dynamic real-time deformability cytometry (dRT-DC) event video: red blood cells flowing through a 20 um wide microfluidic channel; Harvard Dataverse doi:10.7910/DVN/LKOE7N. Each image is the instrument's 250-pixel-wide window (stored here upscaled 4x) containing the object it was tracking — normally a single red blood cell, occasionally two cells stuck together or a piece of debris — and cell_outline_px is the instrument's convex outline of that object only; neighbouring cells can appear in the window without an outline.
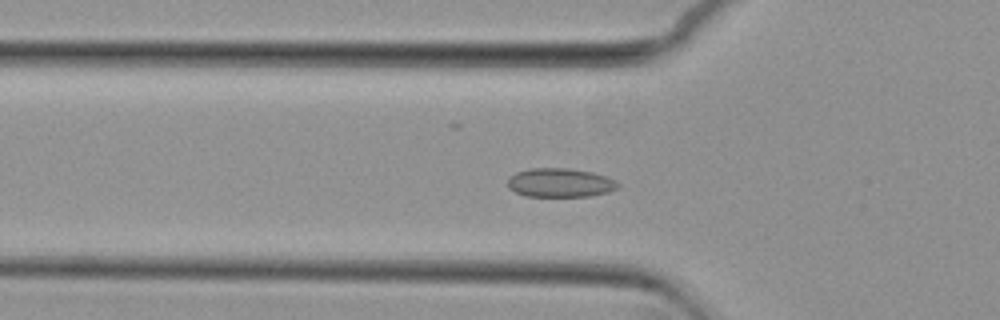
{"species": "common noctule bat (a hibernating species)", "species_latin": "Nyctalus noctula", "temperature_condition": "cold", "stored_images_in_passage": 39, "camera_frame_rate_fps": 3000, "um_per_image_px": 0.085, "animal": {"sex": "female", "body_mass_g": 29.2, "forearm_length_mm": 56.3}, "frame": {"image": 1, "passage_image": 2, "time_ms": 0.333, "image_size_px": [1000, 320], "cell_outline_px": [[596, 192], [576, 196], [536, 196], [520, 192], [516, 188], [524, 172], [580, 172], [596, 176]], "centroid_in_image_um": [47.35, 15.63], "position_along_channel_um": 78.4, "area_um2": 12.48}}
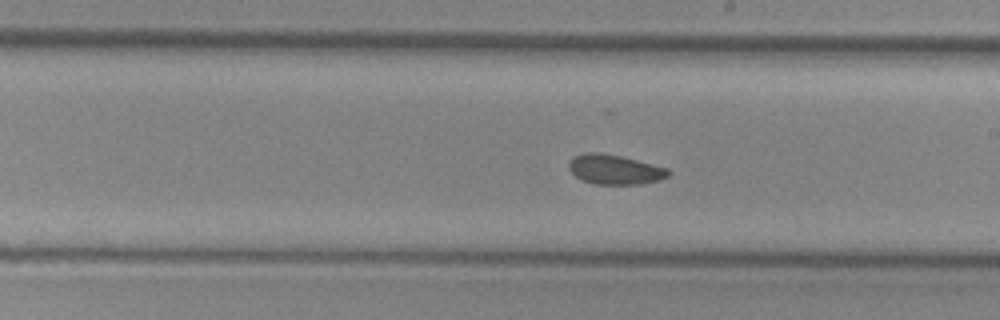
{"frame": {"image": 2, "passage_image": 15, "time_ms": 4.667, "image_size_px": [1000, 320], "cell_outline_px": [[668, 172], [664, 176], [648, 180], [620, 184], [588, 180], [580, 176], [572, 168], [572, 160], [580, 156], [612, 156], [660, 168]], "centroid_in_image_um": [52.24, 14.43], "position_along_channel_um": 236.8, "area_um2": 13.53}}
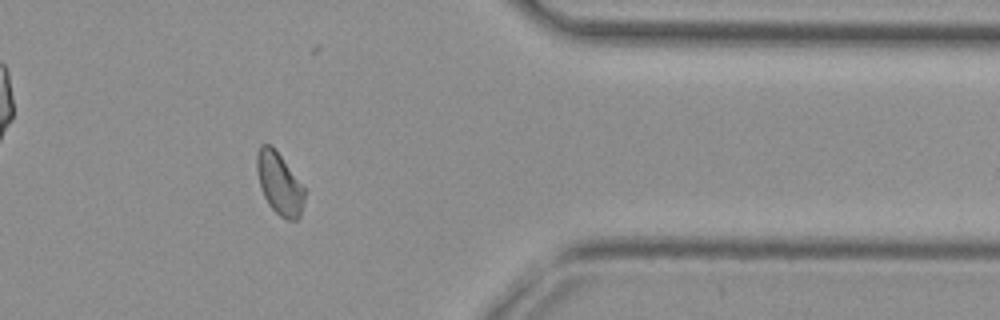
{"frame": {"image": 3, "passage_image": 29, "time_ms": 9.333, "image_size_px": [1000, 320], "cell_outline_px": [[292, 188], [288, 216], [284, 216], [268, 200], [264, 192], [260, 180], [260, 152], [268, 144], [276, 152], [284, 164], [292, 180]], "centroid_in_image_um": [23.42, 15.31], "position_along_channel_um": 388.0, "area_um2": 10.98}, "authors_computed_cell_mechanics": {"area_um2": 13.6986, "velocity_mm_per_s": 3.6528, "shape_relaxation_time_tau1_ms": null, "shape_relaxation_time_tau2_ms": 1.8426, "deformation_change_tau1": null, "deformation_change_tau2": 0.0697}}